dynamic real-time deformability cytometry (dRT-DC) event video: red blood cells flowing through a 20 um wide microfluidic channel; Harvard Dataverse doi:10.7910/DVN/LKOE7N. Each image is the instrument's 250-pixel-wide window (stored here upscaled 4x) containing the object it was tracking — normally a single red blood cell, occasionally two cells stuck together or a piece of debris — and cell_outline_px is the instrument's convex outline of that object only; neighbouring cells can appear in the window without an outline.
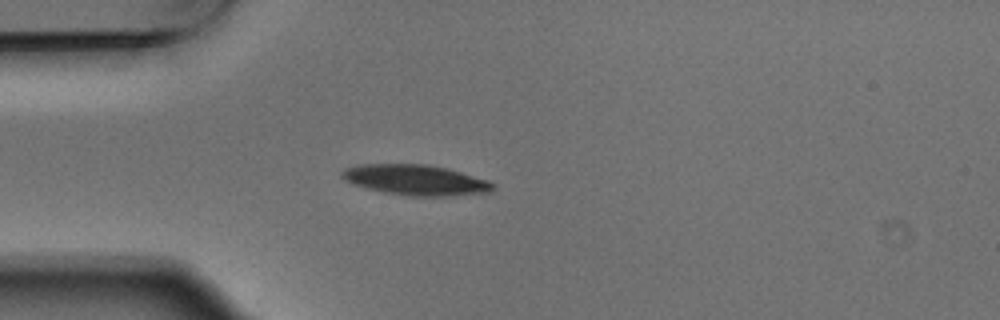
{"species": "Egyptian fruit bat (a non-hibernating species)", "species_latin": "Rousettus aegyptiacus", "temperature_condition": "warm", "stored_images_in_passage": 6, "camera_frame_rate_fps": 3000, "um_per_image_px": 0.085, "animal": {"sex": "male"}, "frame": {"image": 1, "passage_image": 5, "time_ms": 1.333, "image_size_px": [1000, 320], "cell_outline_px": [[496, 188], [492, 192], [452, 196], [408, 196], [384, 192], [352, 184], [344, 180], [340, 176], [340, 172], [344, 168], [360, 164], [428, 164], [448, 168], [488, 180], [496, 184]], "centroid_in_image_um": [35.35, 15.3], "position_along_channel_um": 49.6, "area_um2": 27.17}}